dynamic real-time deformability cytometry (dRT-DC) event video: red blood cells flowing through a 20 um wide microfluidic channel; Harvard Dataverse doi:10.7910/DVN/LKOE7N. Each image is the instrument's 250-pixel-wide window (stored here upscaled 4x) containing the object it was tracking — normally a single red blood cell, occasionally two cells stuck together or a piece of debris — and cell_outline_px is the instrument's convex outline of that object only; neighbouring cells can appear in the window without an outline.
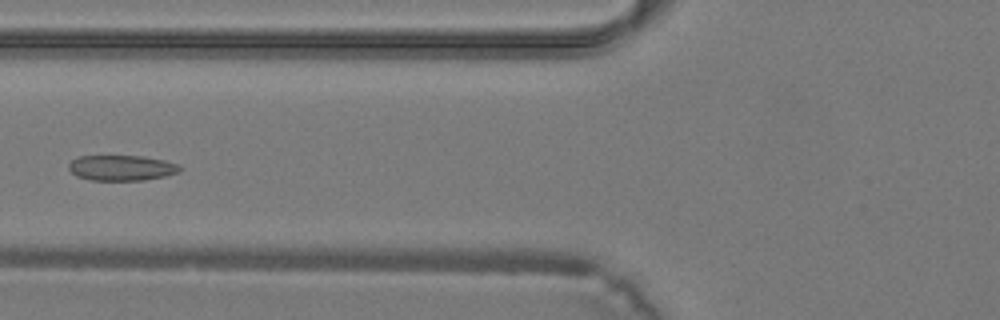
{"species": "common noctule bat (a hibernating species)", "species_latin": "Nyctalus noctula", "temperature_condition": "warm", "stored_images_in_passage": 29, "camera_frame_rate_fps": 3000, "um_per_image_px": 0.085, "animal": {"sex": "male", "body_mass_g": 19.2, "forearm_length_mm": 51.8}, "frame": {"image": 1, "passage_image": 5, "time_ms": 1.333, "image_size_px": [1000, 320], "cell_outline_px": [[184, 168], [180, 172], [164, 176], [144, 180], [92, 180], [76, 176], [68, 168], [68, 164], [72, 160], [80, 156], [144, 156], [164, 160], [180, 164]], "centroid_in_image_um": [10.38, 14.26], "position_along_channel_um": 115.4, "area_um2": 16.59}}
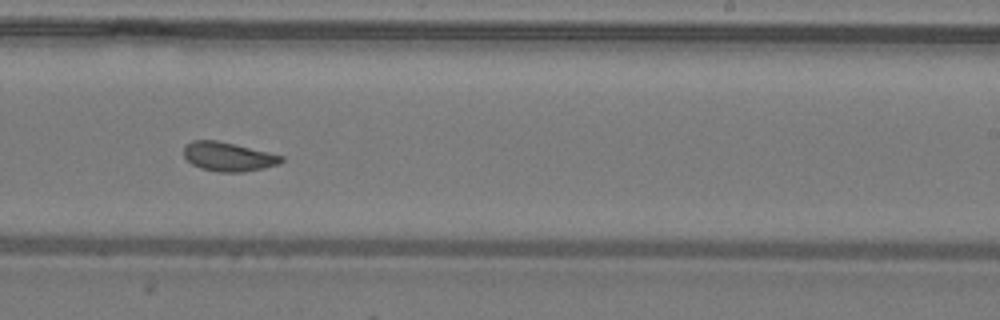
{"frame": {"image": 2, "passage_image": 14, "time_ms": 4.333, "image_size_px": [1000, 320], "cell_outline_px": [[284, 160], [280, 164], [264, 168], [244, 172], [216, 172], [200, 168], [192, 164], [184, 156], [184, 144], [192, 140], [216, 140], [268, 152], [284, 156]], "centroid_in_image_um": [19.4, 13.32], "position_along_channel_um": 269.6, "area_um2": 16.59}}
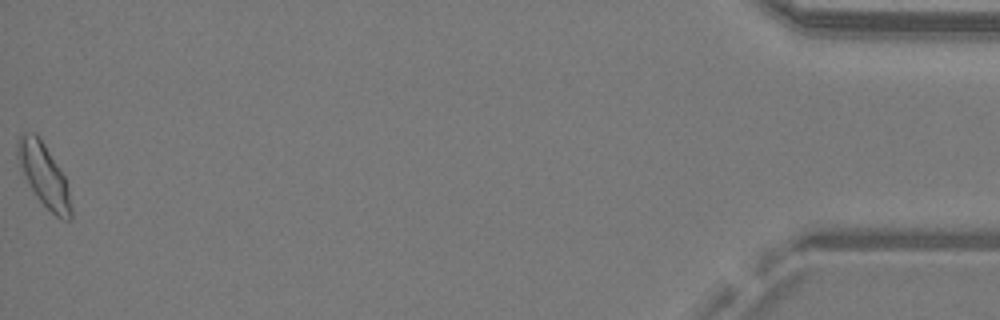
{"frame": {"image": 3, "passage_image": 29, "time_ms": 9.333, "image_size_px": [1000, 320], "cell_outline_px": [[72, 220], [60, 220], [36, 196], [16, 156], [16, 140], [24, 132], [36, 132], [40, 136], [64, 176], [68, 188], [72, 208]], "centroid_in_image_um": [3.75, 14.86], "position_along_channel_um": 431.5, "area_um2": 19.36}}